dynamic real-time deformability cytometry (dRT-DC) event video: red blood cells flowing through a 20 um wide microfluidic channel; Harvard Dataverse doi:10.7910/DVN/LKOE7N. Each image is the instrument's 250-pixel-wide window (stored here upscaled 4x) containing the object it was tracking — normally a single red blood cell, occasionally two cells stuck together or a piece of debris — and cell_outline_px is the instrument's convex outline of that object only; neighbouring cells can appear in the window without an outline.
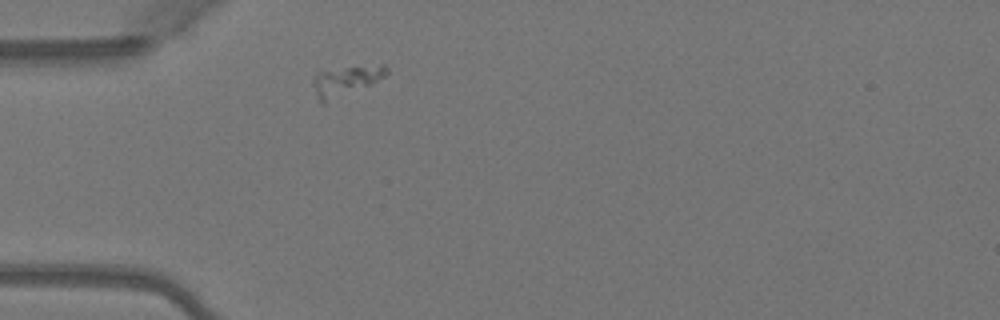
{"species": "Egyptian fruit bat (a non-hibernating species)", "species_latin": "Rousettus aegyptiacus", "temperature_condition": "warm", "stored_images_in_passage": 1, "camera_frame_rate_fps": 3000, "um_per_image_px": 0.085, "animal": {"sex": "female"}, "frame": {"image": 1, "passage_image": 1, "time_ms": 0.0, "image_size_px": [1000, 320], "cell_outline_px": [[388, 72], [384, 76], [372, 84], [324, 104], [320, 100], [316, 92], [312, 80], [316, 72], [344, 68], [384, 64], [388, 68]], "centroid_in_image_um": [29.41, 6.87], "position_along_channel_um": 55.6, "area_um2": 12.54}}